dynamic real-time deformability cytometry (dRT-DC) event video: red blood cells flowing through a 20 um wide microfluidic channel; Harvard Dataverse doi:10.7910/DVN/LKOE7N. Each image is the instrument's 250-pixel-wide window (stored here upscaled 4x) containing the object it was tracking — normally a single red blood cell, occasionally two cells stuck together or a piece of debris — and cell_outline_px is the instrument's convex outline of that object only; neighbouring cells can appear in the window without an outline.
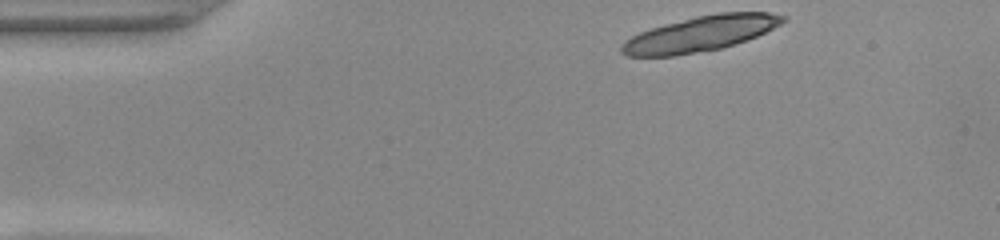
{"species": "common noctule bat (a hibernating species)", "species_latin": "Nyctalus noctula", "temperature_condition": "warm", "stored_images_in_passage": 7, "camera_frame_rate_fps": 3000, "um_per_image_px": 0.085, "animal": {"sex": "female", "body_mass_g": 22.0, "forearm_length_mm": 56.7}, "frame": {"image": 1, "passage_image": 1, "time_ms": 0.0, "image_size_px": [1000, 240], "cell_outline_px": [[788, 20], [756, 36], [720, 48], [676, 56], [628, 56], [620, 52], [620, 48], [624, 40], [640, 32], [664, 24], [696, 16], [716, 12], [768, 12], [788, 16]], "centroid_in_image_um": [59.52, 2.86], "position_along_channel_um": 25.5, "area_um2": 33.0}}